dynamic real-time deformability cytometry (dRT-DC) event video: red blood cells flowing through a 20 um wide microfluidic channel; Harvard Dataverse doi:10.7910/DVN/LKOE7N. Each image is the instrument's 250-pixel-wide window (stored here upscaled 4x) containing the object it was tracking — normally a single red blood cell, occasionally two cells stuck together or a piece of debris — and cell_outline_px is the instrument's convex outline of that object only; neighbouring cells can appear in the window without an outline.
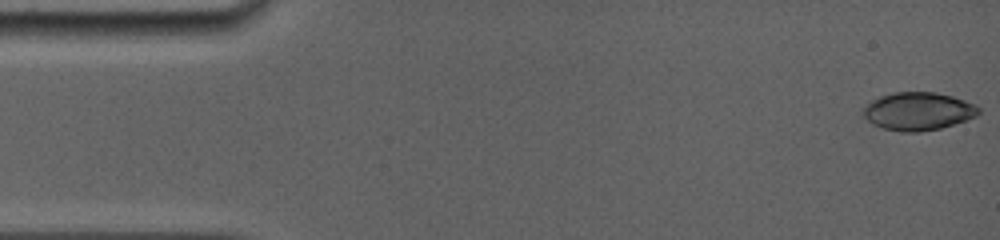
{"species": "common noctule bat (a hibernating species)", "species_latin": "Nyctalus noctula", "temperature_condition": "room temperature", "stored_images_in_passage": 13, "camera_frame_rate_fps": 5000, "um_per_image_px": 0.085, "animal": {"sex": "female", "body_mass_g": 19.0, "forearm_length_mm": 56.7}, "frame": {"image": 1, "passage_image": 1, "time_ms": 0.0, "image_size_px": [1000, 240], "cell_outline_px": [[980, 112], [976, 116], [940, 128], [920, 132], [900, 132], [884, 128], [872, 124], [860, 112], [860, 108], [872, 100], [880, 96], [892, 92], [936, 92], [952, 96], [976, 104], [980, 108]], "centroid_in_image_um": [78.0, 9.45], "position_along_channel_um": 7.0, "area_um2": 25.72}}